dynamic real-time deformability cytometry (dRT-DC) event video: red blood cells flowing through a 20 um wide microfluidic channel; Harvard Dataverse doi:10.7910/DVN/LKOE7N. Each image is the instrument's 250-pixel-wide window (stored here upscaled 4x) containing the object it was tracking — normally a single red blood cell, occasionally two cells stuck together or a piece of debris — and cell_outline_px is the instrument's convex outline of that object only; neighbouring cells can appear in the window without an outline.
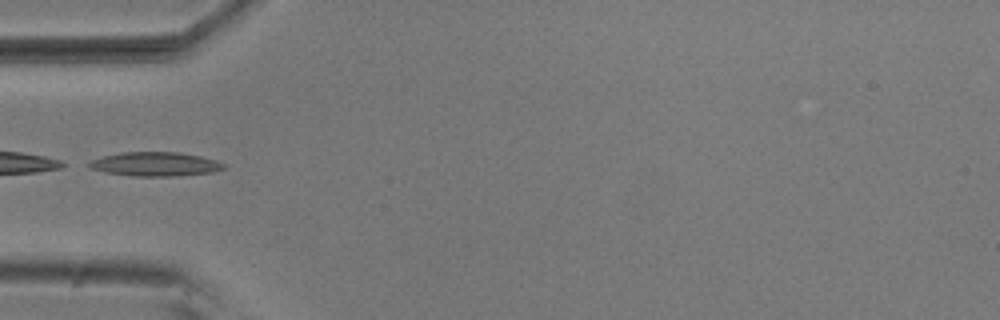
{"species": "common noctule bat (a hibernating species)", "species_latin": "Nyctalus noctula", "temperature_condition": "room temperature", "stored_images_in_passage": 2, "camera_frame_rate_fps": 3000, "um_per_image_px": 0.085, "animal": {"sex": "male", "body_mass_g": 20.5, "forearm_length_mm": 52.5}, "frame": {"image": 1, "passage_image": 2, "time_ms": 0.333, "image_size_px": [1000, 320], "cell_outline_px": [[224, 168], [212, 172], [176, 176], [132, 176], [104, 172], [92, 168], [88, 164], [92, 160], [104, 156], [120, 152], [180, 152], [200, 156], [216, 160], [224, 164]], "centroid_in_image_um": [13.2, 13.95], "position_along_channel_um": 71.8, "area_um2": 18.73}}